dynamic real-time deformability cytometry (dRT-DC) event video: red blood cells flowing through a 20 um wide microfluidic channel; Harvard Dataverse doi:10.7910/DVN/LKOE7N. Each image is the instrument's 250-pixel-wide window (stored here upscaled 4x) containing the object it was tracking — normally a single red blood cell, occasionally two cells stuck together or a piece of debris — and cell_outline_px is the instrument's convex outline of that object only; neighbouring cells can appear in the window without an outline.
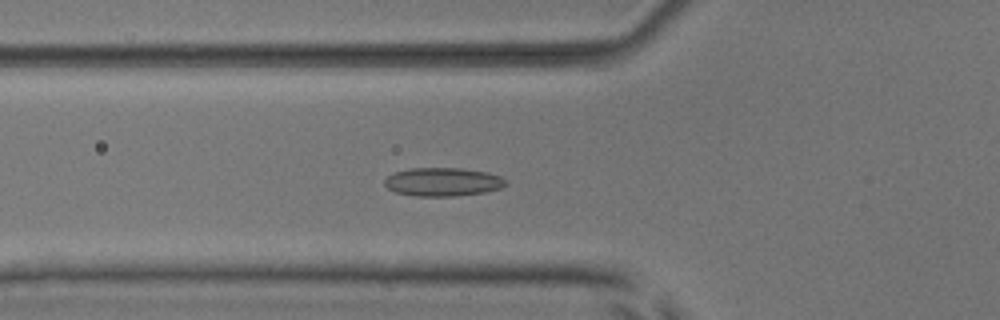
{"species": "common noctule bat (a hibernating species)", "species_latin": "Nyctalus noctula", "temperature_condition": "room temperature", "stored_images_in_passage": 54, "camera_frame_rate_fps": 3000, "um_per_image_px": 0.085, "animal": {"sex": "male", "body_mass_g": 17.9, "forearm_length_mm": 54.2}, "frame": {"image": 1, "passage_image": 20, "time_ms": 6.333, "image_size_px": [1000, 320], "cell_outline_px": [[508, 184], [500, 188], [484, 192], [456, 196], [412, 196], [396, 192], [388, 188], [384, 184], [384, 180], [392, 172], [412, 168], [460, 168], [488, 172], [500, 176], [508, 180]], "centroid_in_image_um": [37.65, 15.46], "position_along_channel_um": 88.2, "area_um2": 20.29}}
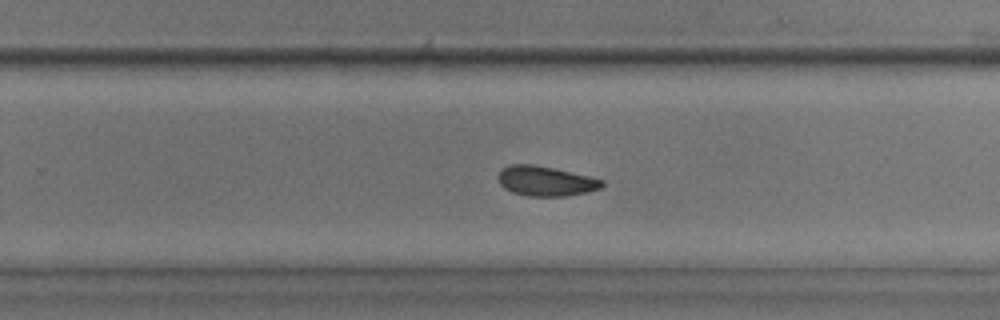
{"frame": {"image": 2, "passage_image": 35, "time_ms": 11.333, "image_size_px": [1000, 320], "cell_outline_px": [[604, 184], [600, 188], [568, 196], [528, 196], [512, 192], [504, 188], [500, 184], [496, 176], [508, 164], [532, 164], [592, 176], [604, 180]], "centroid_in_image_um": [46.37, 15.39], "position_along_channel_um": 283.4, "area_um2": 18.09}}
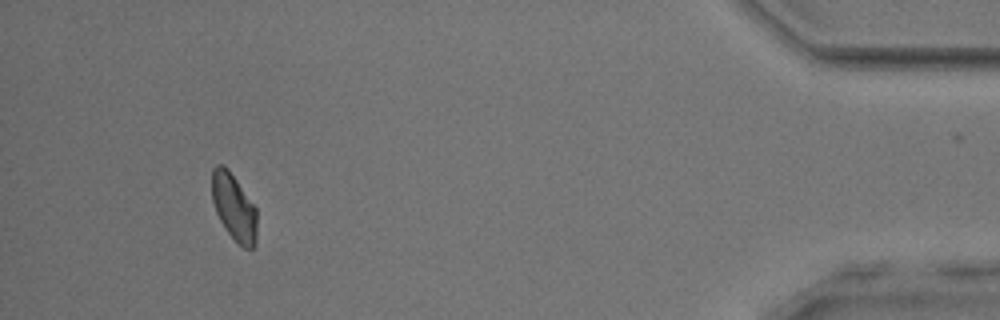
{"frame": {"image": 3, "passage_image": 50, "time_ms": 16.333, "image_size_px": [1000, 320], "cell_outline_px": [[256, 244], [252, 248], [244, 248], [224, 228], [216, 212], [212, 200], [212, 168], [216, 164], [224, 164], [228, 168], [256, 208]], "centroid_in_image_um": [19.87, 17.58], "position_along_channel_um": 415.3, "area_um2": 17.4}, "authors_computed_cell_mechanics": {"area_um2": 18.6694, "velocity_mm_per_s": 3.9171, "shape_relaxation_time_tau1_ms": null, "shape_relaxation_time_tau2_ms": 4.8317, "deformation_change_tau1": null, "deformation_change_tau2": 0.1013}}